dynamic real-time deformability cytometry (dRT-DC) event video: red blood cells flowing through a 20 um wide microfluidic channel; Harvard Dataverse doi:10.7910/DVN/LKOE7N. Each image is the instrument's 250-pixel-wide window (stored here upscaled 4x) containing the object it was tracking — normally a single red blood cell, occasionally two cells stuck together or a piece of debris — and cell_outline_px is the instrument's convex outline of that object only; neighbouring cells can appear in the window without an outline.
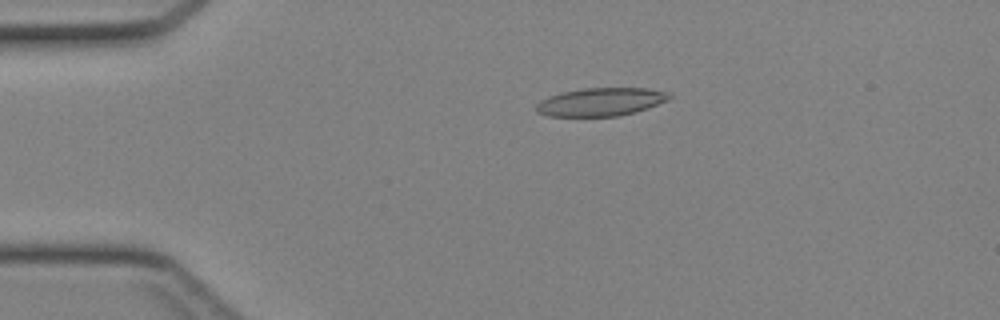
{"species": "Egyptian fruit bat (a non-hibernating species)", "species_latin": "Rousettus aegyptiacus", "temperature_condition": "cold", "stored_images_in_passage": 38, "camera_frame_rate_fps": 3000, "um_per_image_px": 0.085, "animal": {"sex": "female"}, "frame": {"image": 1, "passage_image": 3, "time_ms": 0.667, "image_size_px": [1000, 320], "cell_outline_px": [[672, 96], [668, 100], [648, 108], [636, 112], [620, 116], [548, 116], [536, 112], [536, 104], [540, 100], [548, 96], [560, 92], [584, 88], [648, 88], [668, 92]], "centroid_in_image_um": [51.06, 8.66], "position_along_channel_um": 33.9, "area_um2": 22.02}}
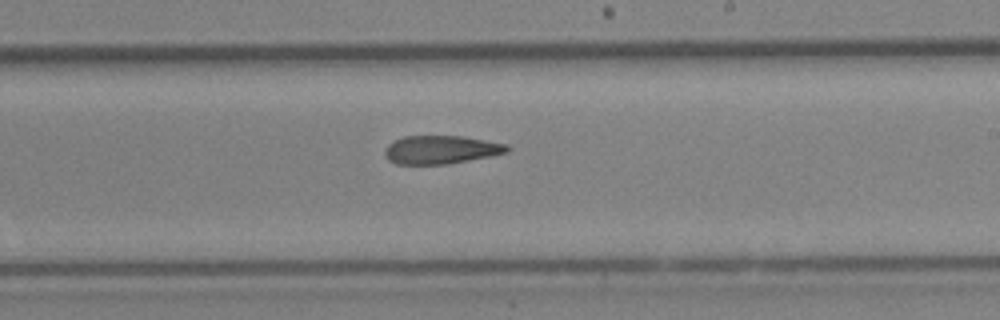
{"frame": {"image": 2, "passage_image": 20, "time_ms": 6.333, "image_size_px": [1000, 320], "cell_outline_px": [[508, 152], [448, 164], [396, 164], [388, 160], [384, 156], [384, 148], [392, 140], [404, 136], [464, 136], [508, 144]], "centroid_in_image_um": [37.42, 12.72], "position_along_channel_um": 251.6, "area_um2": 20.29}}
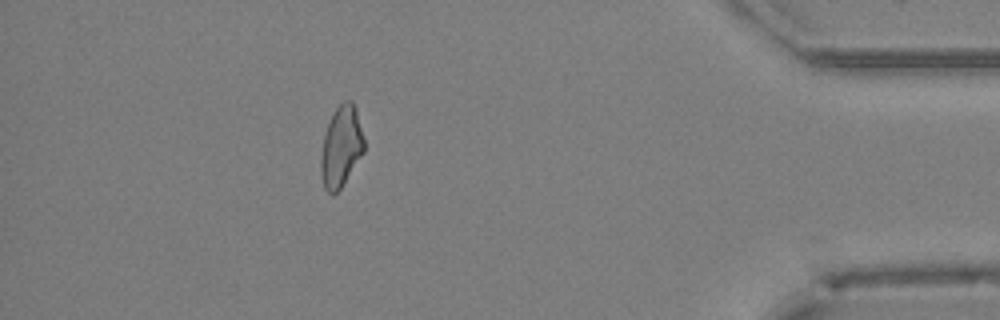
{"frame": {"image": 3, "passage_image": 33, "time_ms": 10.667, "image_size_px": [1000, 320], "cell_outline_px": [[364, 152], [340, 188], [332, 196], [324, 188], [320, 172], [320, 156], [324, 136], [328, 124], [336, 108], [344, 100], [352, 100], [356, 108], [364, 140]], "centroid_in_image_um": [28.99, 12.47], "position_along_channel_um": 406.2, "area_um2": 20.23}}